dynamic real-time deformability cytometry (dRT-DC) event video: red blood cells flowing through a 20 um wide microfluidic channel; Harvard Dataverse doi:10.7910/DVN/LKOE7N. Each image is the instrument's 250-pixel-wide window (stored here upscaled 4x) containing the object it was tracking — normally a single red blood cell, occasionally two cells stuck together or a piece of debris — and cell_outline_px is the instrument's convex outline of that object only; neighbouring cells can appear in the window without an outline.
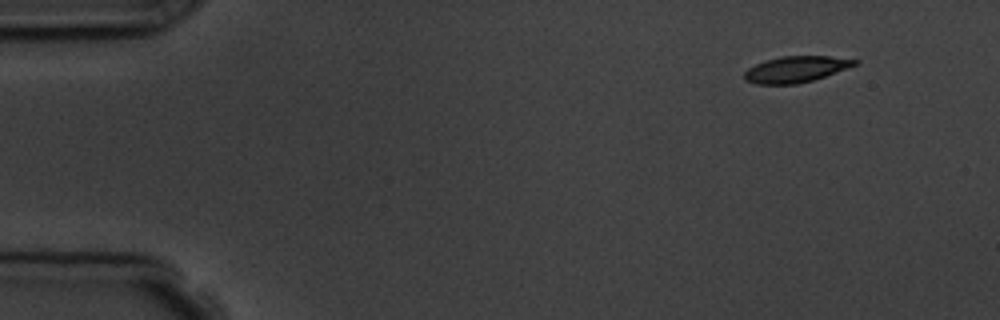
{"species": "common noctule bat (a hibernating species)", "species_latin": "Nyctalus noctula", "temperature_condition": "room temperature", "stored_images_in_passage": 4, "camera_frame_rate_fps": 3000, "um_per_image_px": 0.085, "animal": {"sex": "male", "body_mass_g": 19.5, "forearm_length_mm": 54.6}, "frame": {"image": 1, "passage_image": 1, "time_ms": 0.0, "image_size_px": [1000, 320], "cell_outline_px": [[860, 60], [856, 64], [824, 76], [812, 80], [796, 84], [756, 84], [744, 80], [744, 72], [748, 68], [764, 60], [780, 56], [828, 56]], "centroid_in_image_um": [67.59, 5.88], "position_along_channel_um": 17.4, "area_um2": 16.65}}
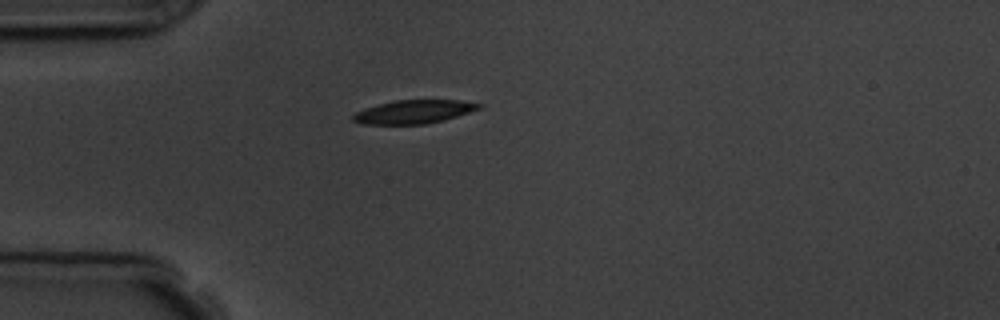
{"frame": {"image": 2, "passage_image": 4, "time_ms": 3.333, "image_size_px": [1000, 320], "cell_outline_px": [[484, 104], [480, 108], [444, 120], [424, 124], [364, 124], [352, 120], [352, 116], [356, 112], [364, 108], [396, 100], [460, 100]], "centroid_in_image_um": [35.17, 9.5], "position_along_channel_um": 49.8, "area_um2": 17.05}}